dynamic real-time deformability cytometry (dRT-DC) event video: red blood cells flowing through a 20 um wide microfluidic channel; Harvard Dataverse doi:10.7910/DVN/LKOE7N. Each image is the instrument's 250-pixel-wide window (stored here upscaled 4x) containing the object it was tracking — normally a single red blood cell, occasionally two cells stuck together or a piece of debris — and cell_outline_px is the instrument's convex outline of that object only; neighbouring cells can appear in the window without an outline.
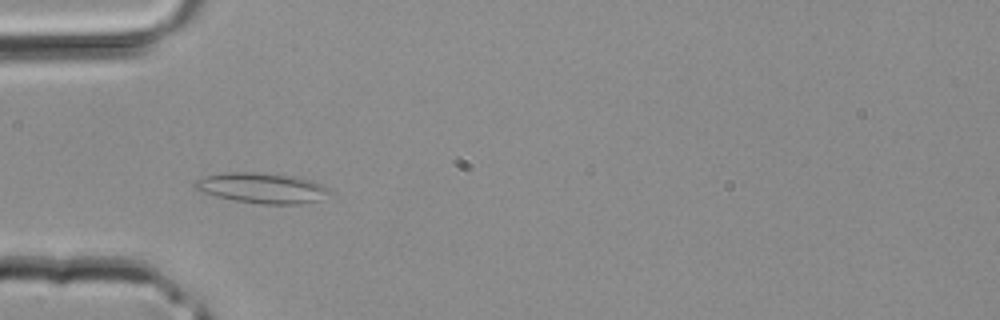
{"species": "common noctule bat (a hibernating species)", "species_latin": "Nyctalus noctula", "temperature_condition": "room temperature", "stored_images_in_passage": 33, "camera_frame_rate_fps": 3000, "um_per_image_px": 0.085, "animal": {"sex": "male", "body_mass_g": 20.4}, "frame": {"image": 1, "passage_image": 11, "time_ms": 3.333, "image_size_px": [1000, 320], "cell_outline_px": [[332, 192], [316, 200], [300, 204], [260, 204], [236, 200], [216, 196], [204, 192], [196, 188], [192, 184], [196, 180], [204, 176], [224, 172], [256, 172], [300, 176], [312, 180], [328, 188]], "centroid_in_image_um": [22.27, 15.96], "position_along_channel_um": 62.7, "area_um2": 23.81}}
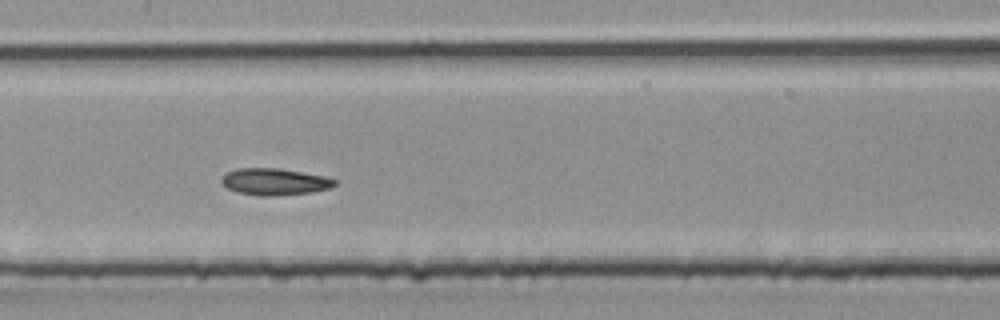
{"frame": {"image": 2, "passage_image": 18, "time_ms": 5.667, "image_size_px": [1000, 320], "cell_outline_px": [[336, 184], [328, 188], [312, 192], [272, 196], [264, 196], [236, 192], [228, 188], [220, 180], [228, 172], [236, 168], [280, 168], [324, 176], [336, 180]], "centroid_in_image_um": [23.34, 15.44], "position_along_channel_um": 184.1, "area_um2": 17.46}}
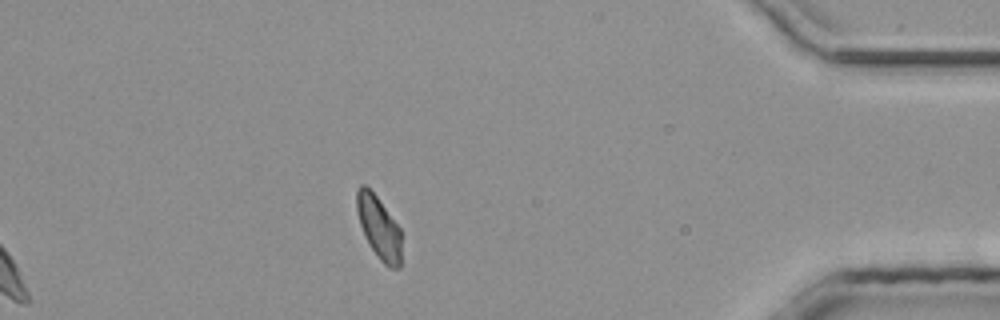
{"frame": {"image": 3, "passage_image": 33, "time_ms": 10.667, "image_size_px": [1000, 320], "cell_outline_px": [[400, 268], [388, 268], [380, 260], [368, 244], [364, 236], [360, 224], [356, 208], [356, 188], [360, 184], [364, 184], [376, 196], [400, 228]], "centroid_in_image_um": [32.17, 19.34], "position_along_channel_um": 403.0, "area_um2": 16.24}}